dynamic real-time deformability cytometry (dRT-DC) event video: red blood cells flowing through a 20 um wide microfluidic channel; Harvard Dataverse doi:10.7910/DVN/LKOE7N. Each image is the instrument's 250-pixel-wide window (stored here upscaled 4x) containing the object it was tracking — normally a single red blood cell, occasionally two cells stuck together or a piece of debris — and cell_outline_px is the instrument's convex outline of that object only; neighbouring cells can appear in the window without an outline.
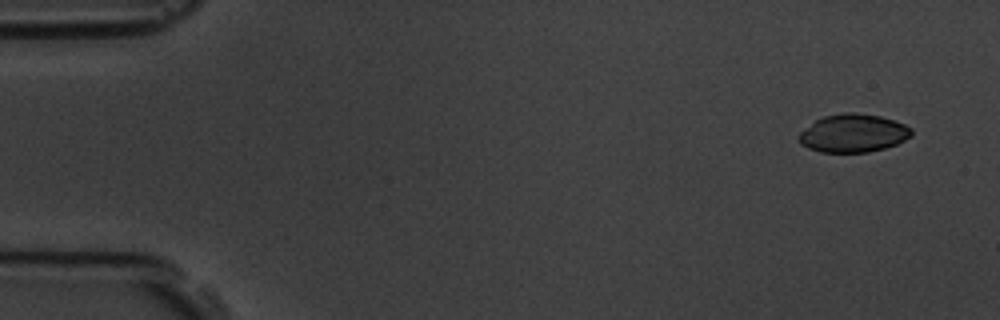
{"species": "common noctule bat (a hibernating species)", "species_latin": "Nyctalus noctula", "temperature_condition": "room temperature", "stored_images_in_passage": 9, "camera_frame_rate_fps": 3000, "um_per_image_px": 0.085, "animal": {"sex": "male", "body_mass_g": 19.5, "forearm_length_mm": 54.6}, "frame": {"image": 1, "passage_image": 1, "time_ms": 0.0, "image_size_px": [1000, 320], "cell_outline_px": [[912, 136], [896, 144], [884, 148], [868, 152], [820, 152], [808, 148], [800, 144], [796, 140], [796, 136], [800, 132], [816, 120], [824, 116], [844, 112], [856, 112], [880, 116], [904, 124], [912, 128]], "centroid_in_image_um": [72.49, 11.32], "position_along_channel_um": 12.5, "area_um2": 25.14}}
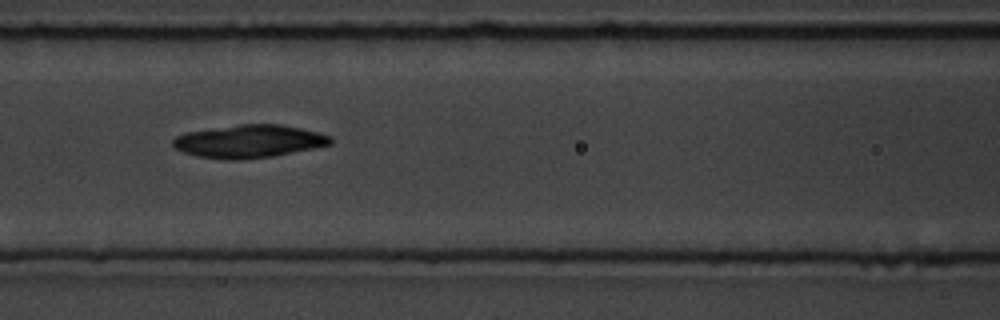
{"frame": {"image": 2, "passage_image": 7, "time_ms": 6.667, "image_size_px": [1000, 320], "cell_outline_px": [[332, 144], [316, 148], [272, 156], [240, 160], [224, 160], [196, 156], [184, 152], [176, 148], [172, 144], [172, 140], [176, 136], [184, 132], [240, 124], [280, 124], [300, 128], [332, 136]], "centroid_in_image_um": [21.15, 12.01], "position_along_channel_um": 145.4, "area_um2": 30.35}}
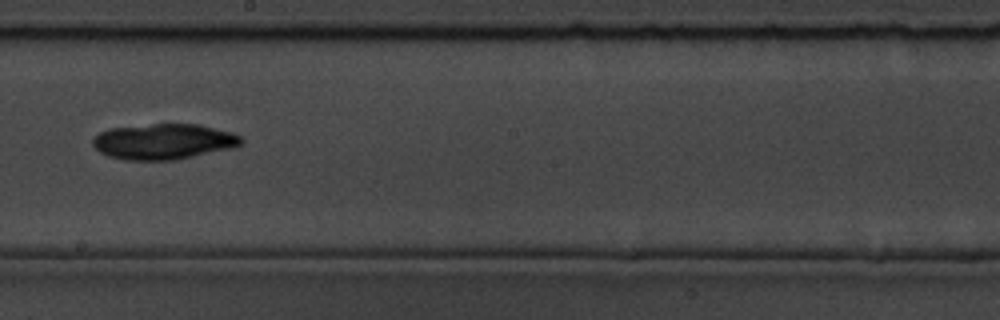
{"frame": {"image": 3, "passage_image": 9, "time_ms": 9.0, "image_size_px": [1000, 320], "cell_outline_px": [[244, 140], [240, 144], [232, 148], [172, 160], [124, 160], [108, 156], [100, 152], [92, 144], [92, 140], [100, 132], [108, 128], [152, 124], [200, 124], [232, 132], [240, 136]], "centroid_in_image_um": [13.89, 12.02], "position_along_channel_um": 234.3, "area_um2": 30.75}}